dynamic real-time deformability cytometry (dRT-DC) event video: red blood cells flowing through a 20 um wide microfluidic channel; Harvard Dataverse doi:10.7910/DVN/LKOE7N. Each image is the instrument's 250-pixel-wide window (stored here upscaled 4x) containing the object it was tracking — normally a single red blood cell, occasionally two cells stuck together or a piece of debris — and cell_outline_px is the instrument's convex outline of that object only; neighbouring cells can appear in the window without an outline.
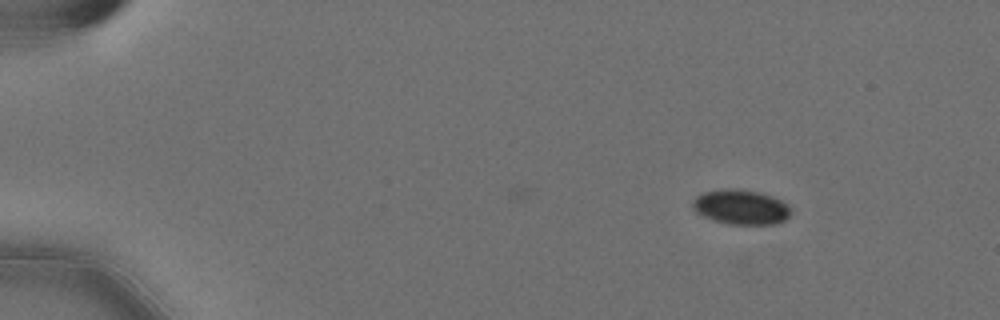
{"species": "Egyptian fruit bat (a non-hibernating species)", "species_latin": "Rousettus aegyptiacus", "temperature_condition": "cold", "stored_images_in_passage": 13, "camera_frame_rate_fps": 3000, "um_per_image_px": 0.085, "animal": {"sex": "female"}, "frame": {"image": 1, "passage_image": 1, "time_ms": 0.0, "image_size_px": [1000, 320], "cell_outline_px": [[792, 212], [784, 220], [776, 224], [728, 224], [704, 216], [696, 212], [692, 208], [692, 200], [696, 196], [704, 192], [724, 188], [740, 188], [760, 192], [772, 196], [788, 204], [792, 208]], "centroid_in_image_um": [62.99, 17.58], "position_along_channel_um": 22.0, "area_um2": 20.11}}
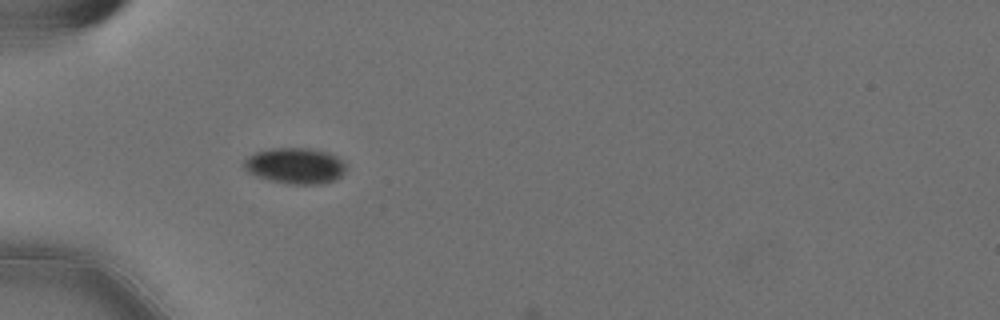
{"frame": {"image": 2, "passage_image": 12, "time_ms": 3.667, "image_size_px": [1000, 320], "cell_outline_px": [[348, 164], [344, 172], [336, 180], [324, 184], [288, 184], [268, 180], [256, 176], [248, 172], [244, 168], [244, 160], [248, 156], [256, 152], [272, 148], [308, 148], [328, 152], [344, 160]], "centroid_in_image_um": [25.13, 14.1], "position_along_channel_um": 59.9, "area_um2": 21.68}}